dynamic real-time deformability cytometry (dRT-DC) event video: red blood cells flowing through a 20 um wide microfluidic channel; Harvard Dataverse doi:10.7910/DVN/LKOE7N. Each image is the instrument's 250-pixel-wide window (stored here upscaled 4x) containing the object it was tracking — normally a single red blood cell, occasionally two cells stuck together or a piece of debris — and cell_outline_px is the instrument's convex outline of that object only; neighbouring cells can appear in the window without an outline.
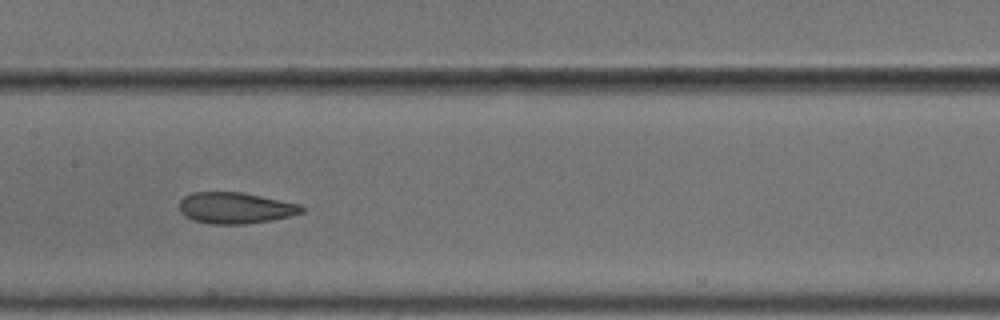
{"species": "common noctule bat (a hibernating species)", "species_latin": "Nyctalus noctula", "temperature_condition": "cold", "stored_images_in_passage": 9, "camera_frame_rate_fps": 3000, "um_per_image_px": 0.085, "animal": {"sex": "male", "body_mass_g": 18.8}, "frame": {"image": 1, "passage_image": 6, "time_ms": 1.667, "image_size_px": [1000, 320], "cell_outline_px": [[304, 212], [272, 220], [244, 224], [212, 224], [192, 220], [184, 216], [180, 212], [180, 200], [184, 196], [192, 192], [244, 192], [300, 204], [304, 208]], "centroid_in_image_um": [19.99, 17.67], "position_along_channel_um": 187.4, "area_um2": 22.37}}
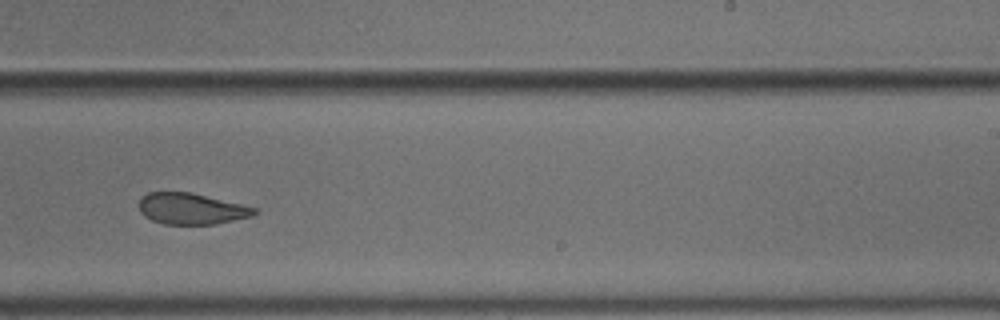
{"frame": {"image": 2, "passage_image": 8, "time_ms": 2.333, "image_size_px": [1000, 320], "cell_outline_px": [[260, 212], [252, 216], [216, 224], [164, 224], [152, 220], [144, 216], [140, 212], [140, 200], [148, 192], [192, 192], [256, 208]], "centroid_in_image_um": [16.28, 17.74], "position_along_channel_um": 272.7, "area_um2": 20.87}}
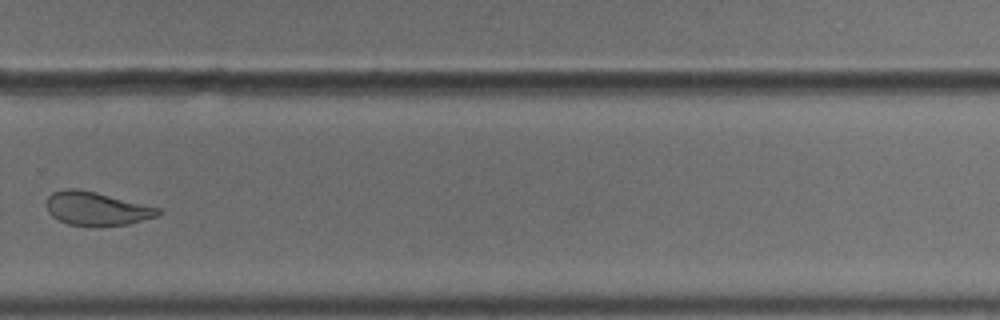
{"frame": {"image": 3, "passage_image": 9, "time_ms": 2.667, "image_size_px": [1000, 320], "cell_outline_px": [[164, 212], [156, 216], [128, 224], [100, 228], [96, 228], [68, 224], [52, 216], [48, 212], [44, 204], [48, 196], [52, 192], [68, 188], [76, 188], [96, 192], [160, 208]], "centroid_in_image_um": [8.18, 17.75], "position_along_channel_um": 321.6, "area_um2": 22.31}}